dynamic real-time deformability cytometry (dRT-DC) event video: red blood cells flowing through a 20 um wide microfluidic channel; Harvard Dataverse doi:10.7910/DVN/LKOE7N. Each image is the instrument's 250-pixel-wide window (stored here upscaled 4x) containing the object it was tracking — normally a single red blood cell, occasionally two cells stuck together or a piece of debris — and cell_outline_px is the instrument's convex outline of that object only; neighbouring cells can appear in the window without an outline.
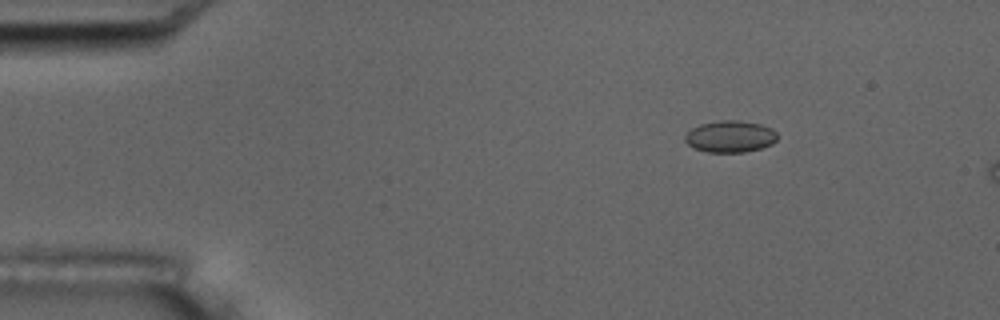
{"species": "common noctule bat (a hibernating species)", "species_latin": "Nyctalus noctula", "temperature_condition": "room temperature", "stored_images_in_passage": 5, "camera_frame_rate_fps": 3000, "um_per_image_px": 0.085, "animal": {"sex": "male", "body_mass_g": 17.5, "forearm_length_mm": 52.3}, "frame": {"image": 1, "passage_image": 3, "time_ms": 2.667, "image_size_px": [1000, 320], "cell_outline_px": [[776, 140], [772, 144], [760, 148], [744, 152], [708, 152], [692, 148], [684, 140], [684, 136], [692, 128], [700, 124], [720, 120], [736, 120], [760, 124], [772, 128], [776, 132]], "centroid_in_image_um": [62.04, 11.6], "position_along_channel_um": 23.0, "area_um2": 17.05}}